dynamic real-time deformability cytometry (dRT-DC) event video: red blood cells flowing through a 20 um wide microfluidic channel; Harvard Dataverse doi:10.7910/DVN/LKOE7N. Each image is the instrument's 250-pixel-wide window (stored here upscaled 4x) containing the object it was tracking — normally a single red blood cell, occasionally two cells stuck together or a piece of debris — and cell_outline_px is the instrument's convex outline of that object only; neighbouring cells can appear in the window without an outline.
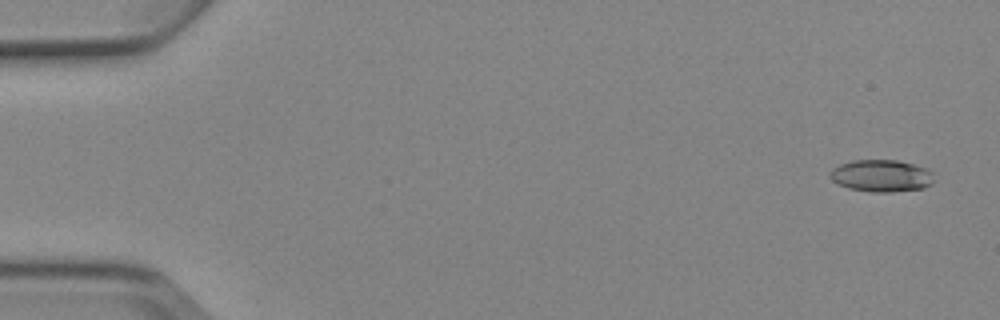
{"species": "Egyptian fruit bat (a non-hibernating species)", "species_latin": "Rousettus aegyptiacus", "temperature_condition": "cold", "stored_images_in_passage": 5, "camera_frame_rate_fps": 3000, "um_per_image_px": 0.085, "animal": {"sex": "female"}, "frame": {"image": 1, "passage_image": 1, "time_ms": 0.0, "image_size_px": [1000, 320], "cell_outline_px": [[932, 184], [924, 188], [892, 192], [872, 192], [848, 188], [832, 180], [828, 176], [832, 168], [840, 164], [852, 160], [896, 160], [928, 168], [932, 172]], "centroid_in_image_um": [74.91, 14.94], "position_along_channel_um": 10.1, "area_um2": 19.48}}
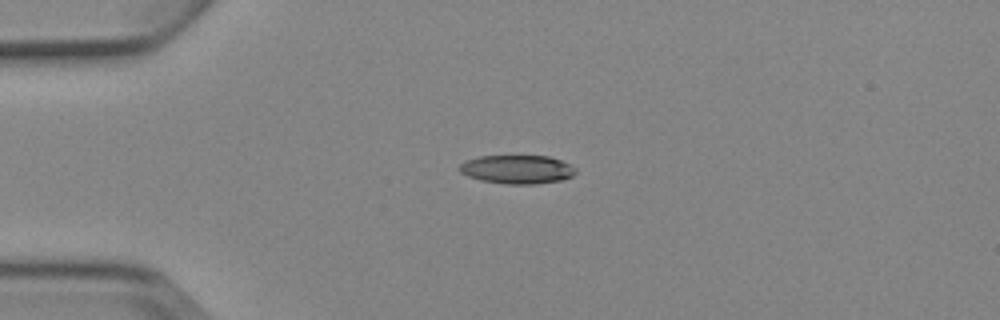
{"frame": {"image": 2, "passage_image": 4, "time_ms": 3.667, "image_size_px": [1000, 320], "cell_outline_px": [[576, 172], [572, 176], [560, 180], [536, 184], [504, 184], [480, 180], [468, 176], [460, 172], [456, 168], [464, 160], [480, 156], [548, 156], [572, 164], [576, 168]], "centroid_in_image_um": [43.93, 14.39], "position_along_channel_um": 41.1, "area_um2": 19.59}}